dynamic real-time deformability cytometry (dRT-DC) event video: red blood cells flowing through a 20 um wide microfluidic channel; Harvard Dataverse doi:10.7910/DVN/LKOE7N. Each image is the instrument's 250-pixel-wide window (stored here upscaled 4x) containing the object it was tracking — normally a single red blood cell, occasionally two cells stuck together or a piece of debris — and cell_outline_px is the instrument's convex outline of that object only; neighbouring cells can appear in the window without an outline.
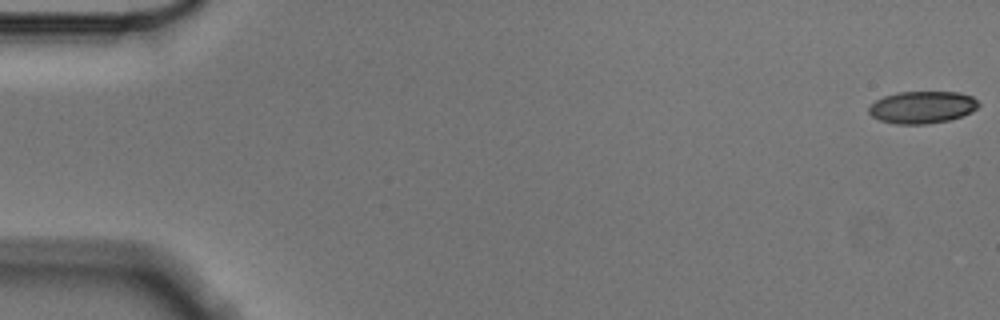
{"species": "Egyptian fruit bat (a non-hibernating species)", "species_latin": "Rousettus aegyptiacus", "temperature_condition": "cold", "stored_images_in_passage": 57, "camera_frame_rate_fps": 3000, "um_per_image_px": 0.085, "animal": {"sex": "male"}, "frame": {"image": 1, "passage_image": 1, "time_ms": 0.0, "image_size_px": [1000, 320], "cell_outline_px": [[980, 104], [972, 112], [948, 120], [928, 124], [896, 124], [880, 120], [872, 116], [868, 112], [868, 108], [876, 100], [884, 96], [896, 92], [960, 92], [972, 96]], "centroid_in_image_um": [78.38, 9.11], "position_along_channel_um": 6.6, "area_um2": 20.58}}
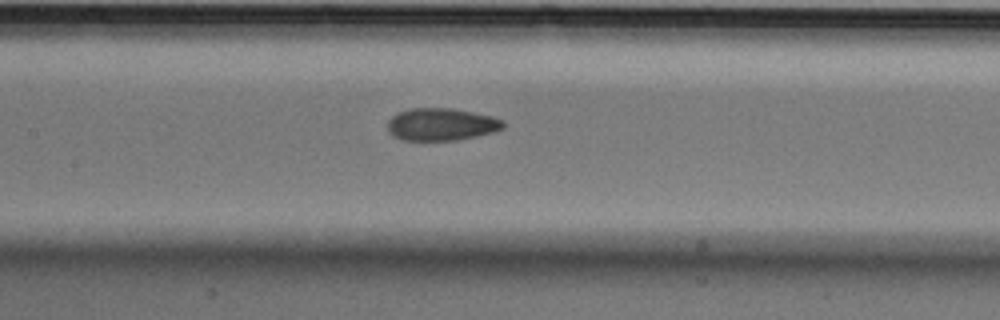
{"frame": {"image": 2, "passage_image": 27, "time_ms": 8.667, "image_size_px": [1000, 320], "cell_outline_px": [[504, 128], [496, 132], [456, 140], [400, 140], [392, 136], [388, 132], [388, 120], [396, 112], [412, 108], [452, 108], [492, 116], [504, 120]], "centroid_in_image_um": [37.5, 10.57], "position_along_channel_um": 169.9, "area_um2": 22.08}}
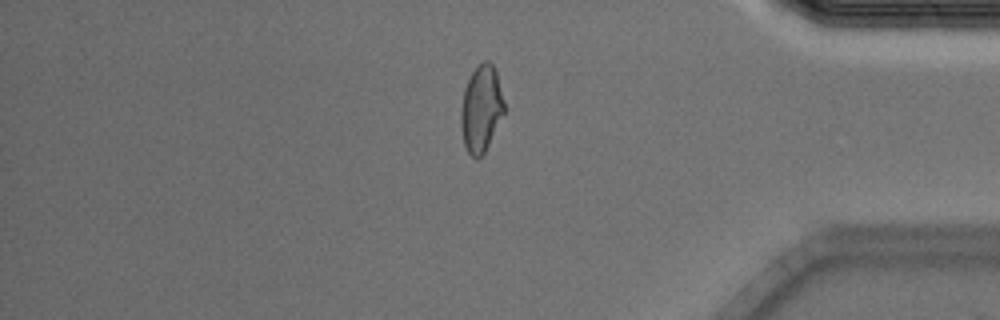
{"frame": {"image": 3, "passage_image": 48, "time_ms": 15.667, "image_size_px": [1000, 320], "cell_outline_px": [[504, 112], [484, 152], [476, 160], [468, 152], [464, 144], [460, 124], [460, 108], [464, 88], [472, 72], [484, 60], [488, 60], [496, 68], [504, 100]], "centroid_in_image_um": [40.89, 9.21], "position_along_channel_um": 394.3, "area_um2": 21.79}, "authors_computed_cell_mechanics": {"area_um2": 21.964, "velocity_mm_per_s": 3.565, "shape_relaxation_time_tau1_ms": 8.0882, "shape_relaxation_time_tau2_ms": 2.0871, "deformation_change_tau1": 0.1533, "deformation_change_tau2": 0.0828}}